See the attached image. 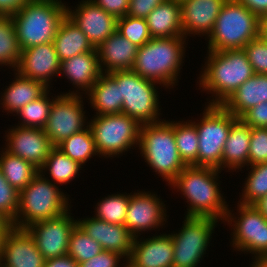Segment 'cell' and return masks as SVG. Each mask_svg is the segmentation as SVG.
I'll use <instances>...</instances> for the list:
<instances>
[{"label":"cell","mask_w":267,"mask_h":267,"mask_svg":"<svg viewBox=\"0 0 267 267\" xmlns=\"http://www.w3.org/2000/svg\"><path fill=\"white\" fill-rule=\"evenodd\" d=\"M140 190L130 192L124 223L134 238L145 235L148 231L157 230L159 233L160 228L167 227L170 216L167 215V203H164L160 194L158 196L155 191Z\"/></svg>","instance_id":"obj_14"},{"label":"cell","mask_w":267,"mask_h":267,"mask_svg":"<svg viewBox=\"0 0 267 267\" xmlns=\"http://www.w3.org/2000/svg\"><path fill=\"white\" fill-rule=\"evenodd\" d=\"M262 102H267V75L254 74L221 106L239 119L247 110Z\"/></svg>","instance_id":"obj_27"},{"label":"cell","mask_w":267,"mask_h":267,"mask_svg":"<svg viewBox=\"0 0 267 267\" xmlns=\"http://www.w3.org/2000/svg\"><path fill=\"white\" fill-rule=\"evenodd\" d=\"M90 118L88 126L100 158H120L137 150L141 124L136 119L123 113Z\"/></svg>","instance_id":"obj_9"},{"label":"cell","mask_w":267,"mask_h":267,"mask_svg":"<svg viewBox=\"0 0 267 267\" xmlns=\"http://www.w3.org/2000/svg\"><path fill=\"white\" fill-rule=\"evenodd\" d=\"M173 250L171 234L155 232L152 237L134 238L128 260L136 267H172Z\"/></svg>","instance_id":"obj_21"},{"label":"cell","mask_w":267,"mask_h":267,"mask_svg":"<svg viewBox=\"0 0 267 267\" xmlns=\"http://www.w3.org/2000/svg\"><path fill=\"white\" fill-rule=\"evenodd\" d=\"M165 0H130L127 15L146 18L148 14Z\"/></svg>","instance_id":"obj_46"},{"label":"cell","mask_w":267,"mask_h":267,"mask_svg":"<svg viewBox=\"0 0 267 267\" xmlns=\"http://www.w3.org/2000/svg\"><path fill=\"white\" fill-rule=\"evenodd\" d=\"M10 229H0V257L2 254V248H3V243H4V239L6 234L8 233Z\"/></svg>","instance_id":"obj_55"},{"label":"cell","mask_w":267,"mask_h":267,"mask_svg":"<svg viewBox=\"0 0 267 267\" xmlns=\"http://www.w3.org/2000/svg\"><path fill=\"white\" fill-rule=\"evenodd\" d=\"M117 19L127 15L130 0H92Z\"/></svg>","instance_id":"obj_47"},{"label":"cell","mask_w":267,"mask_h":267,"mask_svg":"<svg viewBox=\"0 0 267 267\" xmlns=\"http://www.w3.org/2000/svg\"><path fill=\"white\" fill-rule=\"evenodd\" d=\"M13 72L12 81L0 92V110L2 108V112H6L8 116H14L22 107L35 101L49 89L40 81L22 76L16 70Z\"/></svg>","instance_id":"obj_25"},{"label":"cell","mask_w":267,"mask_h":267,"mask_svg":"<svg viewBox=\"0 0 267 267\" xmlns=\"http://www.w3.org/2000/svg\"><path fill=\"white\" fill-rule=\"evenodd\" d=\"M66 16L87 36L94 48L117 31V18L92 0H80L74 7L66 4Z\"/></svg>","instance_id":"obj_16"},{"label":"cell","mask_w":267,"mask_h":267,"mask_svg":"<svg viewBox=\"0 0 267 267\" xmlns=\"http://www.w3.org/2000/svg\"><path fill=\"white\" fill-rule=\"evenodd\" d=\"M107 74L120 87L123 114L136 119L141 125L164 120L158 91L163 86L141 77L133 70H117Z\"/></svg>","instance_id":"obj_8"},{"label":"cell","mask_w":267,"mask_h":267,"mask_svg":"<svg viewBox=\"0 0 267 267\" xmlns=\"http://www.w3.org/2000/svg\"><path fill=\"white\" fill-rule=\"evenodd\" d=\"M56 147L82 166L96 155L100 158L89 126L63 140Z\"/></svg>","instance_id":"obj_34"},{"label":"cell","mask_w":267,"mask_h":267,"mask_svg":"<svg viewBox=\"0 0 267 267\" xmlns=\"http://www.w3.org/2000/svg\"><path fill=\"white\" fill-rule=\"evenodd\" d=\"M45 261L28 230L12 226L4 239L0 267H44Z\"/></svg>","instance_id":"obj_19"},{"label":"cell","mask_w":267,"mask_h":267,"mask_svg":"<svg viewBox=\"0 0 267 267\" xmlns=\"http://www.w3.org/2000/svg\"><path fill=\"white\" fill-rule=\"evenodd\" d=\"M72 215L69 210L55 218L37 221L26 227L46 260L67 255L70 235L77 225V219Z\"/></svg>","instance_id":"obj_15"},{"label":"cell","mask_w":267,"mask_h":267,"mask_svg":"<svg viewBox=\"0 0 267 267\" xmlns=\"http://www.w3.org/2000/svg\"><path fill=\"white\" fill-rule=\"evenodd\" d=\"M10 126L4 131L6 142L2 147L40 169L54 147L44 129Z\"/></svg>","instance_id":"obj_17"},{"label":"cell","mask_w":267,"mask_h":267,"mask_svg":"<svg viewBox=\"0 0 267 267\" xmlns=\"http://www.w3.org/2000/svg\"><path fill=\"white\" fill-rule=\"evenodd\" d=\"M260 18L236 0H227L207 40V50L243 49L259 36Z\"/></svg>","instance_id":"obj_7"},{"label":"cell","mask_w":267,"mask_h":267,"mask_svg":"<svg viewBox=\"0 0 267 267\" xmlns=\"http://www.w3.org/2000/svg\"><path fill=\"white\" fill-rule=\"evenodd\" d=\"M251 127L238 119L230 132L222 154V170L225 172H242L248 166Z\"/></svg>","instance_id":"obj_26"},{"label":"cell","mask_w":267,"mask_h":267,"mask_svg":"<svg viewBox=\"0 0 267 267\" xmlns=\"http://www.w3.org/2000/svg\"><path fill=\"white\" fill-rule=\"evenodd\" d=\"M243 50L246 52L254 73L267 75V42L258 36L245 45Z\"/></svg>","instance_id":"obj_41"},{"label":"cell","mask_w":267,"mask_h":267,"mask_svg":"<svg viewBox=\"0 0 267 267\" xmlns=\"http://www.w3.org/2000/svg\"><path fill=\"white\" fill-rule=\"evenodd\" d=\"M66 4L64 0H30L12 15L21 50L53 42L66 17Z\"/></svg>","instance_id":"obj_5"},{"label":"cell","mask_w":267,"mask_h":267,"mask_svg":"<svg viewBox=\"0 0 267 267\" xmlns=\"http://www.w3.org/2000/svg\"><path fill=\"white\" fill-rule=\"evenodd\" d=\"M206 51L196 85L200 92L211 95L206 105H221L255 73L243 49Z\"/></svg>","instance_id":"obj_2"},{"label":"cell","mask_w":267,"mask_h":267,"mask_svg":"<svg viewBox=\"0 0 267 267\" xmlns=\"http://www.w3.org/2000/svg\"><path fill=\"white\" fill-rule=\"evenodd\" d=\"M117 32L137 47L152 39L145 18L129 15L117 19Z\"/></svg>","instance_id":"obj_40"},{"label":"cell","mask_w":267,"mask_h":267,"mask_svg":"<svg viewBox=\"0 0 267 267\" xmlns=\"http://www.w3.org/2000/svg\"><path fill=\"white\" fill-rule=\"evenodd\" d=\"M255 13L259 18L267 16V0H236Z\"/></svg>","instance_id":"obj_48"},{"label":"cell","mask_w":267,"mask_h":267,"mask_svg":"<svg viewBox=\"0 0 267 267\" xmlns=\"http://www.w3.org/2000/svg\"><path fill=\"white\" fill-rule=\"evenodd\" d=\"M138 47L117 31L97 48L101 73L117 70H132Z\"/></svg>","instance_id":"obj_24"},{"label":"cell","mask_w":267,"mask_h":267,"mask_svg":"<svg viewBox=\"0 0 267 267\" xmlns=\"http://www.w3.org/2000/svg\"><path fill=\"white\" fill-rule=\"evenodd\" d=\"M267 219V195L261 197L257 202L253 204Z\"/></svg>","instance_id":"obj_51"},{"label":"cell","mask_w":267,"mask_h":267,"mask_svg":"<svg viewBox=\"0 0 267 267\" xmlns=\"http://www.w3.org/2000/svg\"><path fill=\"white\" fill-rule=\"evenodd\" d=\"M0 170L6 181L19 192L39 173L33 164L13 155L4 147L0 149Z\"/></svg>","instance_id":"obj_32"},{"label":"cell","mask_w":267,"mask_h":267,"mask_svg":"<svg viewBox=\"0 0 267 267\" xmlns=\"http://www.w3.org/2000/svg\"><path fill=\"white\" fill-rule=\"evenodd\" d=\"M53 45L60 62L95 49L87 36L67 16L57 29Z\"/></svg>","instance_id":"obj_30"},{"label":"cell","mask_w":267,"mask_h":267,"mask_svg":"<svg viewBox=\"0 0 267 267\" xmlns=\"http://www.w3.org/2000/svg\"><path fill=\"white\" fill-rule=\"evenodd\" d=\"M83 168L84 167L77 161L72 160L60 149L54 146L51 149L49 156L46 158V161L39 169V173L52 183L64 186L79 178Z\"/></svg>","instance_id":"obj_31"},{"label":"cell","mask_w":267,"mask_h":267,"mask_svg":"<svg viewBox=\"0 0 267 267\" xmlns=\"http://www.w3.org/2000/svg\"><path fill=\"white\" fill-rule=\"evenodd\" d=\"M152 38L183 36L181 4L165 0L145 18Z\"/></svg>","instance_id":"obj_29"},{"label":"cell","mask_w":267,"mask_h":267,"mask_svg":"<svg viewBox=\"0 0 267 267\" xmlns=\"http://www.w3.org/2000/svg\"><path fill=\"white\" fill-rule=\"evenodd\" d=\"M172 1H174V2H176V3H179V4H182L184 1H186V0H172Z\"/></svg>","instance_id":"obj_57"},{"label":"cell","mask_w":267,"mask_h":267,"mask_svg":"<svg viewBox=\"0 0 267 267\" xmlns=\"http://www.w3.org/2000/svg\"><path fill=\"white\" fill-rule=\"evenodd\" d=\"M183 220L182 227L170 233L174 245L172 267H198L208 254L210 242H214L212 238L220 221L187 216Z\"/></svg>","instance_id":"obj_12"},{"label":"cell","mask_w":267,"mask_h":267,"mask_svg":"<svg viewBox=\"0 0 267 267\" xmlns=\"http://www.w3.org/2000/svg\"><path fill=\"white\" fill-rule=\"evenodd\" d=\"M248 175L243 182L237 203L254 204L267 195V162L247 166Z\"/></svg>","instance_id":"obj_38"},{"label":"cell","mask_w":267,"mask_h":267,"mask_svg":"<svg viewBox=\"0 0 267 267\" xmlns=\"http://www.w3.org/2000/svg\"><path fill=\"white\" fill-rule=\"evenodd\" d=\"M126 267H136L128 259L126 260Z\"/></svg>","instance_id":"obj_56"},{"label":"cell","mask_w":267,"mask_h":267,"mask_svg":"<svg viewBox=\"0 0 267 267\" xmlns=\"http://www.w3.org/2000/svg\"><path fill=\"white\" fill-rule=\"evenodd\" d=\"M126 260L123 255L117 252L102 250L88 261L79 263L78 267H122Z\"/></svg>","instance_id":"obj_44"},{"label":"cell","mask_w":267,"mask_h":267,"mask_svg":"<svg viewBox=\"0 0 267 267\" xmlns=\"http://www.w3.org/2000/svg\"><path fill=\"white\" fill-rule=\"evenodd\" d=\"M30 0H0V15H13Z\"/></svg>","instance_id":"obj_49"},{"label":"cell","mask_w":267,"mask_h":267,"mask_svg":"<svg viewBox=\"0 0 267 267\" xmlns=\"http://www.w3.org/2000/svg\"><path fill=\"white\" fill-rule=\"evenodd\" d=\"M60 69L61 62L52 42L22 50L16 71L29 79L42 82L50 89L52 82L57 81L53 78L60 77Z\"/></svg>","instance_id":"obj_18"},{"label":"cell","mask_w":267,"mask_h":267,"mask_svg":"<svg viewBox=\"0 0 267 267\" xmlns=\"http://www.w3.org/2000/svg\"><path fill=\"white\" fill-rule=\"evenodd\" d=\"M221 172L213 167L186 166L177 175L169 187L186 200L187 211L183 216L210 217L224 222L230 201L227 203V197L223 196Z\"/></svg>","instance_id":"obj_1"},{"label":"cell","mask_w":267,"mask_h":267,"mask_svg":"<svg viewBox=\"0 0 267 267\" xmlns=\"http://www.w3.org/2000/svg\"><path fill=\"white\" fill-rule=\"evenodd\" d=\"M12 222L0 212V229H11Z\"/></svg>","instance_id":"obj_54"},{"label":"cell","mask_w":267,"mask_h":267,"mask_svg":"<svg viewBox=\"0 0 267 267\" xmlns=\"http://www.w3.org/2000/svg\"><path fill=\"white\" fill-rule=\"evenodd\" d=\"M70 195L38 173L19 192V205L12 225L26 228L30 224L55 218L69 211L73 206Z\"/></svg>","instance_id":"obj_6"},{"label":"cell","mask_w":267,"mask_h":267,"mask_svg":"<svg viewBox=\"0 0 267 267\" xmlns=\"http://www.w3.org/2000/svg\"><path fill=\"white\" fill-rule=\"evenodd\" d=\"M19 205V191L12 187L0 170V212L11 222L15 219Z\"/></svg>","instance_id":"obj_42"},{"label":"cell","mask_w":267,"mask_h":267,"mask_svg":"<svg viewBox=\"0 0 267 267\" xmlns=\"http://www.w3.org/2000/svg\"><path fill=\"white\" fill-rule=\"evenodd\" d=\"M77 224L96 240L103 250L117 252L129 259L134 237L125 225L111 224L96 219L93 215L77 218Z\"/></svg>","instance_id":"obj_22"},{"label":"cell","mask_w":267,"mask_h":267,"mask_svg":"<svg viewBox=\"0 0 267 267\" xmlns=\"http://www.w3.org/2000/svg\"><path fill=\"white\" fill-rule=\"evenodd\" d=\"M129 199L130 193L126 192L105 195L94 205L93 216L111 224L124 225Z\"/></svg>","instance_id":"obj_37"},{"label":"cell","mask_w":267,"mask_h":267,"mask_svg":"<svg viewBox=\"0 0 267 267\" xmlns=\"http://www.w3.org/2000/svg\"><path fill=\"white\" fill-rule=\"evenodd\" d=\"M236 209L228 206L225 226L231 228L230 247L233 251L252 256L267 255V219L253 204L235 203ZM236 212H235V211Z\"/></svg>","instance_id":"obj_11"},{"label":"cell","mask_w":267,"mask_h":267,"mask_svg":"<svg viewBox=\"0 0 267 267\" xmlns=\"http://www.w3.org/2000/svg\"><path fill=\"white\" fill-rule=\"evenodd\" d=\"M250 267H267V255L251 259Z\"/></svg>","instance_id":"obj_53"},{"label":"cell","mask_w":267,"mask_h":267,"mask_svg":"<svg viewBox=\"0 0 267 267\" xmlns=\"http://www.w3.org/2000/svg\"><path fill=\"white\" fill-rule=\"evenodd\" d=\"M50 90L52 89H48L38 99L21 108L14 115L19 119L15 125L43 129L47 123L52 103L57 97ZM51 94H54V97Z\"/></svg>","instance_id":"obj_36"},{"label":"cell","mask_w":267,"mask_h":267,"mask_svg":"<svg viewBox=\"0 0 267 267\" xmlns=\"http://www.w3.org/2000/svg\"><path fill=\"white\" fill-rule=\"evenodd\" d=\"M248 166L267 162V128H251Z\"/></svg>","instance_id":"obj_43"},{"label":"cell","mask_w":267,"mask_h":267,"mask_svg":"<svg viewBox=\"0 0 267 267\" xmlns=\"http://www.w3.org/2000/svg\"><path fill=\"white\" fill-rule=\"evenodd\" d=\"M21 52L12 15H0V69L16 70Z\"/></svg>","instance_id":"obj_33"},{"label":"cell","mask_w":267,"mask_h":267,"mask_svg":"<svg viewBox=\"0 0 267 267\" xmlns=\"http://www.w3.org/2000/svg\"><path fill=\"white\" fill-rule=\"evenodd\" d=\"M239 119L251 128H267V102L250 108Z\"/></svg>","instance_id":"obj_45"},{"label":"cell","mask_w":267,"mask_h":267,"mask_svg":"<svg viewBox=\"0 0 267 267\" xmlns=\"http://www.w3.org/2000/svg\"><path fill=\"white\" fill-rule=\"evenodd\" d=\"M44 267H78V263L69 255L47 259Z\"/></svg>","instance_id":"obj_50"},{"label":"cell","mask_w":267,"mask_h":267,"mask_svg":"<svg viewBox=\"0 0 267 267\" xmlns=\"http://www.w3.org/2000/svg\"><path fill=\"white\" fill-rule=\"evenodd\" d=\"M259 36L267 42V16L260 18Z\"/></svg>","instance_id":"obj_52"},{"label":"cell","mask_w":267,"mask_h":267,"mask_svg":"<svg viewBox=\"0 0 267 267\" xmlns=\"http://www.w3.org/2000/svg\"><path fill=\"white\" fill-rule=\"evenodd\" d=\"M137 149L146 166L166 181V186L186 167L176 146L172 119L142 124Z\"/></svg>","instance_id":"obj_4"},{"label":"cell","mask_w":267,"mask_h":267,"mask_svg":"<svg viewBox=\"0 0 267 267\" xmlns=\"http://www.w3.org/2000/svg\"><path fill=\"white\" fill-rule=\"evenodd\" d=\"M189 120L196 126L198 132L197 166L213 167L222 171L225 141L231 126L238 118L221 105L205 104L202 115L200 113V117Z\"/></svg>","instance_id":"obj_10"},{"label":"cell","mask_w":267,"mask_h":267,"mask_svg":"<svg viewBox=\"0 0 267 267\" xmlns=\"http://www.w3.org/2000/svg\"><path fill=\"white\" fill-rule=\"evenodd\" d=\"M101 74L96 48L64 60L61 62L60 78H66L74 88L60 94L85 95Z\"/></svg>","instance_id":"obj_23"},{"label":"cell","mask_w":267,"mask_h":267,"mask_svg":"<svg viewBox=\"0 0 267 267\" xmlns=\"http://www.w3.org/2000/svg\"><path fill=\"white\" fill-rule=\"evenodd\" d=\"M101 245L92 239L78 224L71 232L67 255L78 264L88 261L102 251Z\"/></svg>","instance_id":"obj_39"},{"label":"cell","mask_w":267,"mask_h":267,"mask_svg":"<svg viewBox=\"0 0 267 267\" xmlns=\"http://www.w3.org/2000/svg\"><path fill=\"white\" fill-rule=\"evenodd\" d=\"M84 96L89 100L86 102L93 108L94 116L122 113L120 87L107 73H102Z\"/></svg>","instance_id":"obj_28"},{"label":"cell","mask_w":267,"mask_h":267,"mask_svg":"<svg viewBox=\"0 0 267 267\" xmlns=\"http://www.w3.org/2000/svg\"><path fill=\"white\" fill-rule=\"evenodd\" d=\"M226 1L227 0L184 1L181 4L183 36L189 39L196 35L206 40L212 33L217 16Z\"/></svg>","instance_id":"obj_20"},{"label":"cell","mask_w":267,"mask_h":267,"mask_svg":"<svg viewBox=\"0 0 267 267\" xmlns=\"http://www.w3.org/2000/svg\"><path fill=\"white\" fill-rule=\"evenodd\" d=\"M181 120H174V136L179 155L186 166H197L199 147L196 126L190 120Z\"/></svg>","instance_id":"obj_35"},{"label":"cell","mask_w":267,"mask_h":267,"mask_svg":"<svg viewBox=\"0 0 267 267\" xmlns=\"http://www.w3.org/2000/svg\"><path fill=\"white\" fill-rule=\"evenodd\" d=\"M189 40L184 36L152 38L138 47L133 71L159 83L164 90H174L186 58ZM182 66V67H181Z\"/></svg>","instance_id":"obj_3"},{"label":"cell","mask_w":267,"mask_h":267,"mask_svg":"<svg viewBox=\"0 0 267 267\" xmlns=\"http://www.w3.org/2000/svg\"><path fill=\"white\" fill-rule=\"evenodd\" d=\"M57 94L50 108L44 132L53 146L88 127L84 95ZM86 114V115H85Z\"/></svg>","instance_id":"obj_13"}]
</instances>
